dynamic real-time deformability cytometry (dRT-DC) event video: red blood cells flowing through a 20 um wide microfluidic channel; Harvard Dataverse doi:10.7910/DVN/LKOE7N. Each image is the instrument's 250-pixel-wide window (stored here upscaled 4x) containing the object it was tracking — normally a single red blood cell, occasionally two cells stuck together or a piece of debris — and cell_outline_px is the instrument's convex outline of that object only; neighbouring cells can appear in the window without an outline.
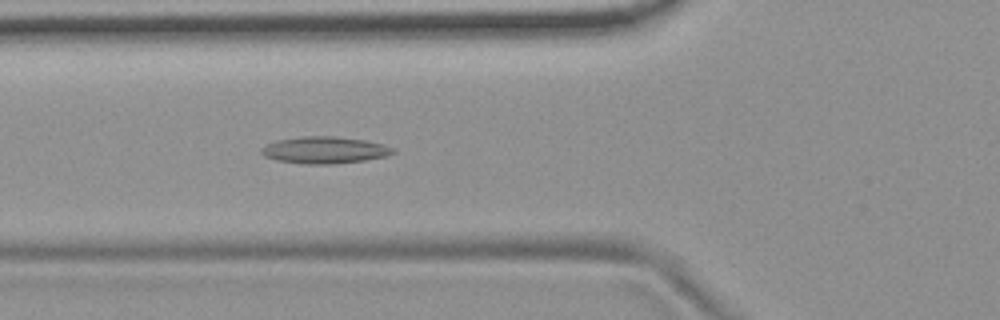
{"species": "common noctule bat (a hibernating species)", "species_latin": "Nyctalus noctula", "temperature_condition": "room temperature", "stored_images_in_passage": 6, "camera_frame_rate_fps": 3000, "um_per_image_px": 0.085, "animal": {"sex": "female", "body_mass_g": 19.9}, "frame": {"image": 1, "passage_image": 3, "time_ms": 0.667, "image_size_px": [1000, 320], "cell_outline_px": [[396, 152], [388, 156], [364, 160], [332, 164], [304, 164], [276, 160], [264, 156], [260, 152], [260, 148], [276, 140], [304, 136], [336, 136], [364, 140], [384, 144], [396, 148]], "centroid_in_image_um": [27.61, 12.75], "position_along_channel_um": 98.2, "area_um2": 20.75}}
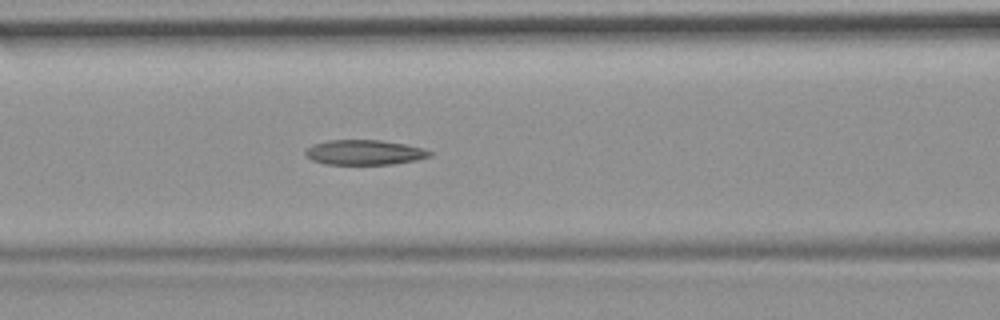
{"frame": {"image": 2, "passage_image": 6, "time_ms": 1.667, "image_size_px": [1000, 320], "cell_outline_px": [[432, 156], [416, 160], [392, 164], [324, 164], [312, 160], [304, 156], [304, 152], [312, 144], [328, 140], [380, 140], [404, 144], [424, 148], [432, 152]], "centroid_in_image_um": [30.96, 12.95], "position_along_channel_um": 135.6, "area_um2": 18.15}}